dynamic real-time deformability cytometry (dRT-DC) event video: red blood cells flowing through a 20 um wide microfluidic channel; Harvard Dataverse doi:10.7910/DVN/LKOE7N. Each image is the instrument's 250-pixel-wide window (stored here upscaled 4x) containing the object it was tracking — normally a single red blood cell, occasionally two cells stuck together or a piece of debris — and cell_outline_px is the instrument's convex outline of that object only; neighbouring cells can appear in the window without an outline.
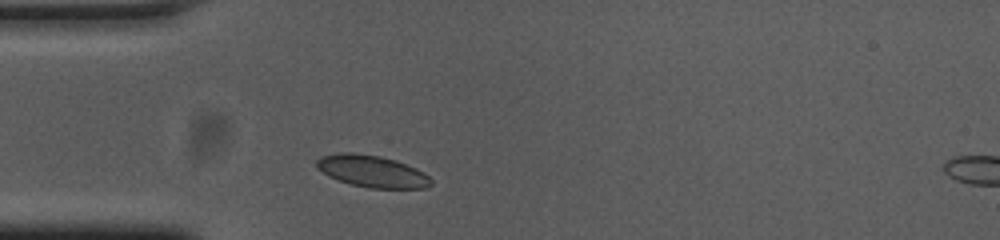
{"species": "common noctule bat (a hibernating species)", "species_latin": "Nyctalus noctula", "temperature_condition": "cold", "stored_images_in_passage": 30, "camera_frame_rate_fps": 3000, "um_per_image_px": 0.085, "animal": {"sex": "female", "body_mass_g": 23.0, "forearm_length_mm": 53.4}, "frame": {"image": 1, "passage_image": 1, "time_ms": 0.0, "image_size_px": [1000, 240], "cell_outline_px": [[432, 184], [428, 188], [368, 188], [352, 184], [328, 176], [316, 168], [316, 160], [320, 156], [340, 152], [352, 152], [380, 156], [396, 160], [416, 168], [424, 172], [432, 180]], "centroid_in_image_um": [31.62, 14.55], "position_along_channel_um": 53.4, "area_um2": 21.39}}
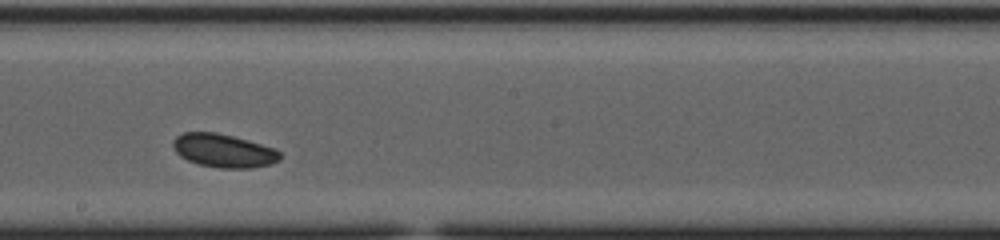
{"frame": {"image": 2, "passage_image": 16, "time_ms": 5.0, "image_size_px": [1000, 240], "cell_outline_px": [[280, 160], [272, 164], [252, 168], [220, 168], [200, 164], [188, 160], [180, 156], [172, 148], [172, 140], [176, 136], [184, 132], [216, 132], [232, 136], [276, 148], [280, 152]], "centroid_in_image_um": [19.0, 12.8], "position_along_channel_um": 229.2, "area_um2": 20.92}}
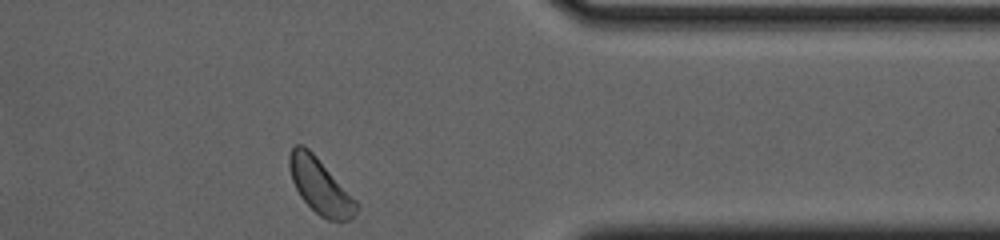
{"frame": {"image": 3, "passage_image": 30, "time_ms": 9.667, "image_size_px": [1000, 240], "cell_outline_px": [[360, 208], [348, 220], [340, 224], [328, 220], [320, 216], [300, 196], [292, 180], [288, 168], [288, 156], [292, 148], [296, 144], [304, 144], [316, 156], [360, 204]], "centroid_in_image_um": [27.22, 15.84], "position_along_channel_um": 384.2, "area_um2": 21.73}}